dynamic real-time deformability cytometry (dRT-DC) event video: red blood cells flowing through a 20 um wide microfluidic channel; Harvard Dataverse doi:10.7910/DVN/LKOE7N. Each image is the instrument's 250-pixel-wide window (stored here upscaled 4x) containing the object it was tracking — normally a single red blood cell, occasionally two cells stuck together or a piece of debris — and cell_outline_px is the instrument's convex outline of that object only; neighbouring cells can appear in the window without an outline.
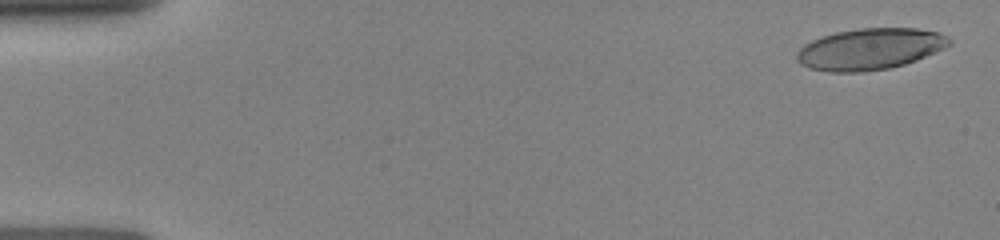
{"species": "human", "species_latin": "Homo sapiens", "temperature_condition": "room temperature", "stored_images_in_passage": 54, "camera_frame_rate_fps": 3000, "um_per_image_px": 0.085, "donor": {"sex": "female"}, "frame": {"image": 1, "passage_image": 2, "time_ms": 0.333, "image_size_px": [1000, 240], "cell_outline_px": [[952, 44], [916, 60], [904, 64], [888, 68], [860, 72], [832, 72], [812, 68], [796, 60], [796, 52], [804, 44], [812, 40], [836, 32], [860, 28], [916, 28], [936, 32], [952, 40]], "centroid_in_image_um": [73.93, 4.16], "position_along_channel_um": 11.1, "area_um2": 36.3}}
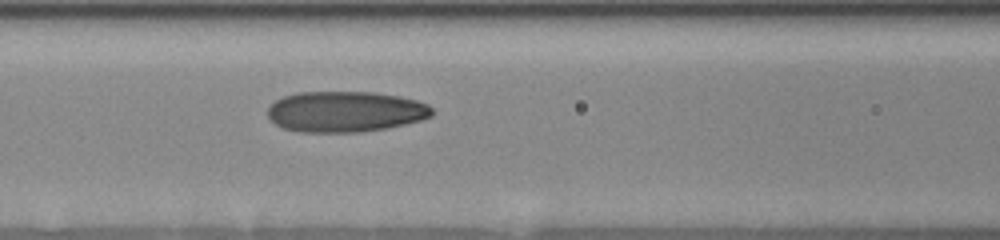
{"frame": {"image": 2, "passage_image": 32, "time_ms": 6.667, "image_size_px": [1000, 240], "cell_outline_px": [[432, 116], [420, 120], [388, 128], [356, 132], [300, 132], [284, 128], [276, 124], [268, 116], [268, 108], [276, 100], [284, 96], [296, 92], [376, 92], [400, 96], [416, 100], [428, 104], [432, 108]], "centroid_in_image_um": [29.36, 9.48], "position_along_channel_um": 137.2, "area_um2": 39.07}}
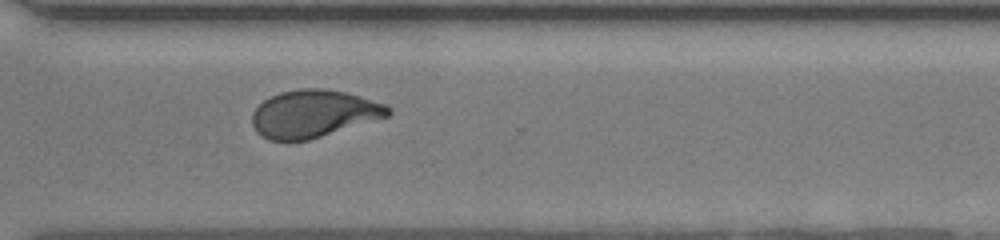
{"frame": {"image": 3, "passage_image": 53, "time_ms": 11.667, "image_size_px": [1000, 240], "cell_outline_px": [[392, 112], [388, 116], [308, 140], [268, 140], [256, 132], [252, 124], [252, 112], [264, 100], [280, 92], [300, 88], [328, 88], [360, 96], [388, 104], [392, 108]], "centroid_in_image_um": [26.67, 9.65], "position_along_channel_um": 343.9, "area_um2": 37.57}}